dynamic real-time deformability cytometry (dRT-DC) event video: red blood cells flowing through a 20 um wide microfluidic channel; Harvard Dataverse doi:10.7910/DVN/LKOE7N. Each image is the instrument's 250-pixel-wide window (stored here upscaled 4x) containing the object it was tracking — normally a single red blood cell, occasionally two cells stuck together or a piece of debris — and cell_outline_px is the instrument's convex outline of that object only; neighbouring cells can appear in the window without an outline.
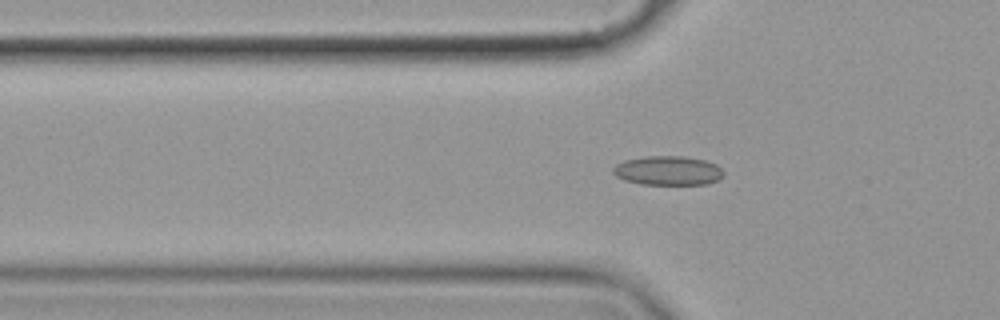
{"species": "common noctule bat (a hibernating species)", "species_latin": "Nyctalus noctula", "temperature_condition": "cold", "stored_images_in_passage": 51, "camera_frame_rate_fps": 3000, "um_per_image_px": 0.085, "animal": {"sex": "female", "body_mass_g": 19.9}, "frame": {"image": 1, "passage_image": 12, "time_ms": 3.667, "image_size_px": [1000, 320], "cell_outline_px": [[724, 176], [708, 184], [640, 184], [624, 180], [616, 176], [612, 172], [612, 168], [616, 164], [624, 160], [648, 156], [680, 156], [704, 160], [716, 164], [724, 172]], "centroid_in_image_um": [56.76, 14.5], "position_along_channel_um": 69.0, "area_um2": 18.79}}
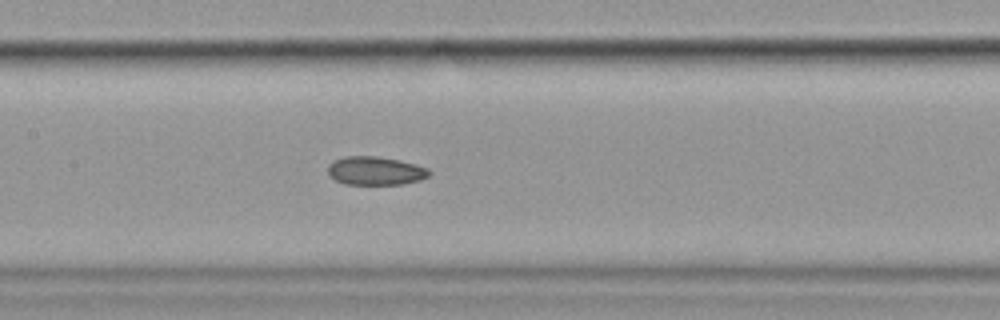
{"frame": {"image": 2, "passage_image": 21, "time_ms": 6.667, "image_size_px": [1000, 320], "cell_outline_px": [[432, 172], [428, 176], [420, 180], [404, 184], [344, 184], [336, 180], [328, 172], [328, 164], [332, 160], [344, 156], [376, 156], [416, 164], [428, 168]], "centroid_in_image_um": [31.91, 14.51], "position_along_channel_um": 175.5, "area_um2": 16.82}}
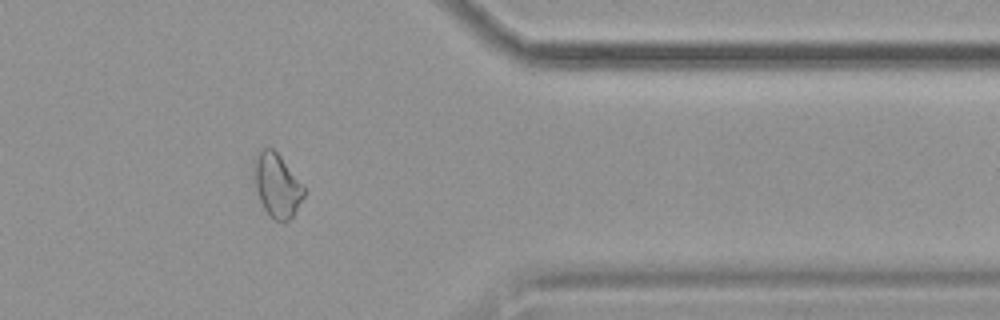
{"frame": {"image": 3, "passage_image": 40, "time_ms": 13.0, "image_size_px": [1000, 320], "cell_outline_px": [[304, 196], [292, 216], [288, 220], [276, 220], [268, 216], [260, 200], [256, 188], [252, 160], [264, 148], [272, 148], [280, 156], [304, 188]], "centroid_in_image_um": [23.51, 15.75], "position_along_channel_um": 387.9, "area_um2": 17.98}, "authors_computed_cell_mechanics": {"area_um2": 17.8024, "velocity_mm_per_s": 3.561, "shape_relaxation_time_tau1_ms": null, "shape_relaxation_time_tau2_ms": 4.7862, "deformation_change_tau1": null, "deformation_change_tau2": 0.0931}}